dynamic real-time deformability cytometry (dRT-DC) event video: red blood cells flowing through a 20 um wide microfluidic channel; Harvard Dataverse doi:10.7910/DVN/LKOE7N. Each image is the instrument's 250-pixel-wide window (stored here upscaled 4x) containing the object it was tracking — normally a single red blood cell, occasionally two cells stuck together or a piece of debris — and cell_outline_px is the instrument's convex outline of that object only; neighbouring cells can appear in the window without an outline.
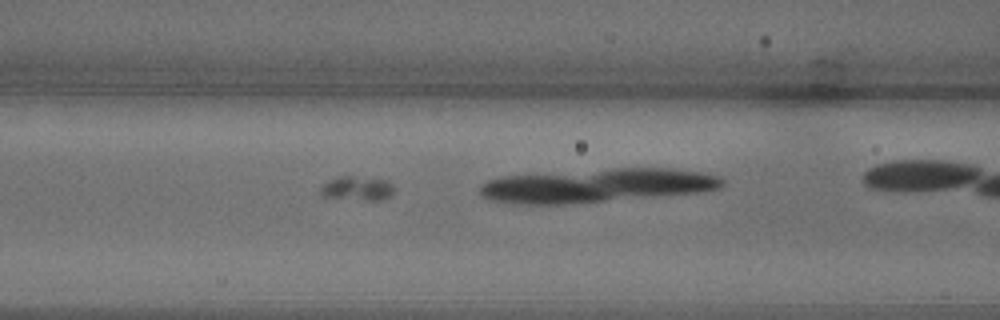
{"species": "common noctule bat (a hibernating species)", "species_latin": "Nyctalus noctula", "temperature_condition": "warm", "stored_images_in_passage": 19, "camera_frame_rate_fps": 3000, "um_per_image_px": 0.085, "animal": {"sex": "male", "body_mass_g": 18.8}, "frame": {"image": 1, "passage_image": 4, "time_ms": 1.0, "image_size_px": [1000, 320], "cell_outline_px": [[392, 192], [388, 196], [380, 200], [368, 200], [324, 196], [320, 192], [320, 188], [328, 180], [340, 176], [352, 176], [388, 180], [392, 184]], "centroid_in_image_um": [30.35, 15.99], "position_along_channel_um": 136.3, "area_um2": 10.06}}